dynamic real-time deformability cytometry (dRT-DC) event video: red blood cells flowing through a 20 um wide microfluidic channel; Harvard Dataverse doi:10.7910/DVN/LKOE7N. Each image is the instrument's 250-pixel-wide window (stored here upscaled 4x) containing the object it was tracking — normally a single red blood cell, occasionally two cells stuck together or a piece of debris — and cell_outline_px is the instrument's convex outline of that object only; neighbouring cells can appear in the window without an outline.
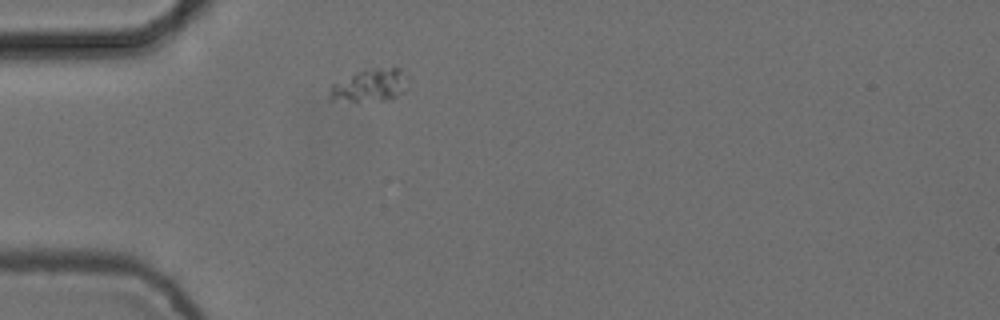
{"species": "common noctule bat (a hibernating species)", "species_latin": "Nyctalus noctula", "temperature_condition": "cold", "stored_images_in_passage": 1, "camera_frame_rate_fps": 3000, "um_per_image_px": 0.085, "animal": {"sex": "female", "body_mass_g": 24.6, "forearm_length_mm": 56.2}, "frame": {"image": 1, "passage_image": 1, "time_ms": 0.0, "image_size_px": [1000, 320], "cell_outline_px": [[408, 88], [404, 92], [388, 100], [356, 104], [328, 100], [328, 92], [332, 84], [364, 68], [400, 68]], "centroid_in_image_um": [31.35, 7.33], "position_along_channel_um": 53.6, "area_um2": 15.61}}